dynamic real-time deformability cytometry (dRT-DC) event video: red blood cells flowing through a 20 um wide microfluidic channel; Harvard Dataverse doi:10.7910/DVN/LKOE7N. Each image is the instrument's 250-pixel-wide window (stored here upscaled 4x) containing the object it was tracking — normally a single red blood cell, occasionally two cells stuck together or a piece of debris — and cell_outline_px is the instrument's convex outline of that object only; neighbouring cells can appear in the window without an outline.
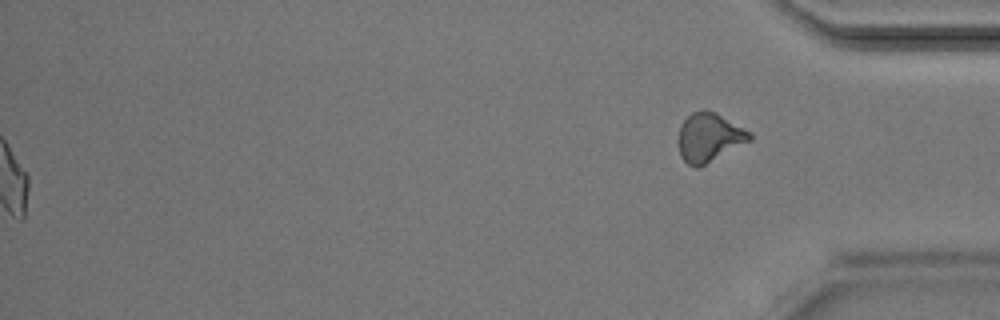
{"species": "Egyptian fruit bat (a non-hibernating species)", "species_latin": "Rousettus aegyptiacus", "temperature_condition": "room temperature", "stored_images_in_passage": 45, "segment_of_instrument_passage": [2, 2], "camera_frame_rate_fps": 3000, "um_per_image_px": 0.085, "animal": {"sex": "male"}, "frame": {"image": 1, "passage_image": 45, "time_ms": 14.667, "image_size_px": [1000, 320], "cell_outline_px": [[752, 140], [700, 168], [696, 168], [688, 164], [680, 156], [680, 124], [692, 112], [704, 108], [716, 112], [748, 132], [752, 136]], "centroid_in_image_um": [60.28, 11.69], "position_along_channel_um": 374.9, "area_um2": 20.17}}